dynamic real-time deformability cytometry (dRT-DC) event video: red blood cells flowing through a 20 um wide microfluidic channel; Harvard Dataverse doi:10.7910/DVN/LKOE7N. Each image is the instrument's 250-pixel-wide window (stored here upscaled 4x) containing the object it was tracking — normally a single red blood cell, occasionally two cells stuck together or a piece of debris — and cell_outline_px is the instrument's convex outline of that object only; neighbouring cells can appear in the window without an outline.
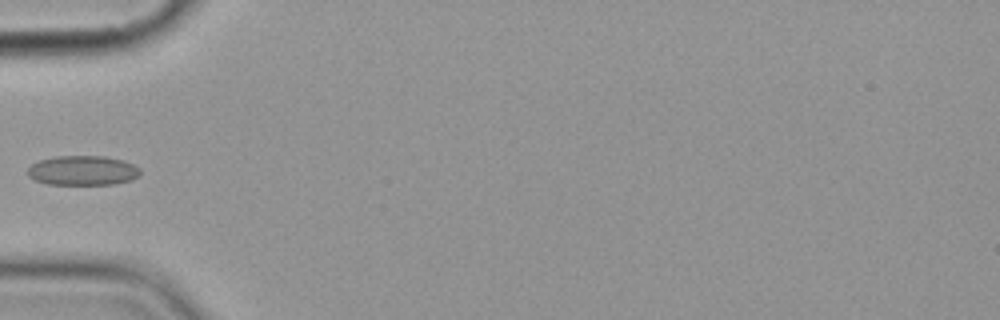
{"species": "common noctule bat (a hibernating species)", "species_latin": "Nyctalus noctula", "temperature_condition": "cold", "stored_images_in_passage": 8, "camera_frame_rate_fps": 3000, "um_per_image_px": 0.085, "animal": {"sex": "female", "body_mass_g": 19.9}, "frame": {"image": 1, "passage_image": 5, "time_ms": 5.0, "image_size_px": [1000, 320], "cell_outline_px": [[140, 176], [132, 180], [112, 184], [48, 184], [36, 180], [28, 176], [28, 168], [32, 164], [40, 160], [56, 156], [104, 156], [124, 160], [140, 168]], "centroid_in_image_um": [7.06, 14.49], "position_along_channel_um": 77.9, "area_um2": 19.42}}
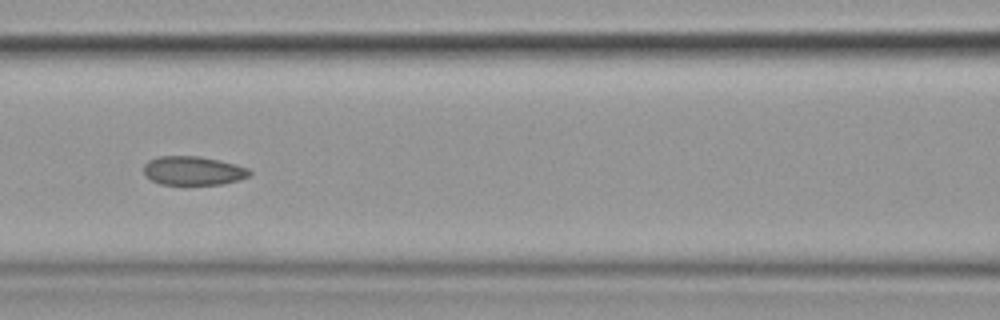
{"frame": {"image": 2, "passage_image": 7, "time_ms": 7.0, "image_size_px": [1000, 320], "cell_outline_px": [[252, 172], [248, 176], [236, 180], [220, 184], [160, 184], [152, 180], [144, 172], [144, 164], [148, 160], [160, 156], [200, 156], [236, 164], [248, 168]], "centroid_in_image_um": [16.41, 14.5], "position_along_channel_um": 150.2, "area_um2": 17.57}}
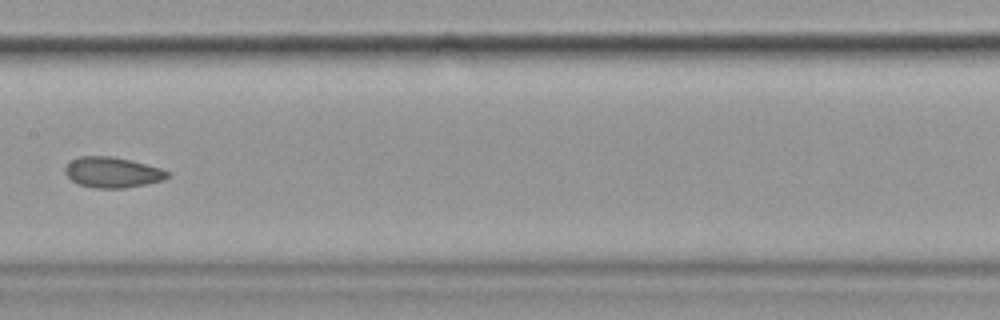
{"frame": {"image": 3, "passage_image": 8, "time_ms": 8.333, "image_size_px": [1000, 320], "cell_outline_px": [[168, 176], [160, 180], [144, 184], [124, 188], [96, 188], [80, 184], [72, 180], [64, 172], [64, 168], [72, 160], [80, 156], [112, 156], [160, 168], [168, 172]], "centroid_in_image_um": [9.5, 14.64], "position_along_channel_um": 197.9, "area_um2": 17.74}}